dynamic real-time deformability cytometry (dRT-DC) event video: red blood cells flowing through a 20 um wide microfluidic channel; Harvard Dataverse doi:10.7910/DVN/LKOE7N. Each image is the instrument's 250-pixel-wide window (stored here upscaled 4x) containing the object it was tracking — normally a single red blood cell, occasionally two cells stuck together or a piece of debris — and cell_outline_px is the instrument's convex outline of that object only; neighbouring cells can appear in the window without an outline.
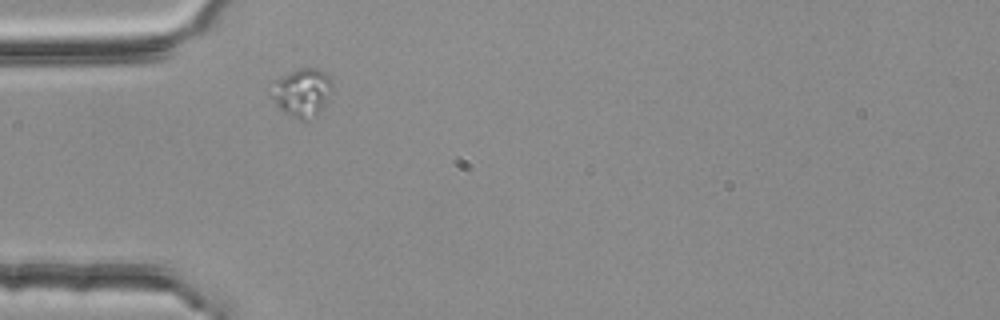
{"species": "common noctule bat (a hibernating species)", "species_latin": "Nyctalus noctula", "temperature_condition": "room temperature", "stored_images_in_passage": 1, "camera_frame_rate_fps": 3000, "um_per_image_px": 0.085, "animal": {"sex": "female", "body_mass_g": 25.1}, "frame": {"image": 1, "passage_image": 1, "time_ms": 0.0, "image_size_px": [1000, 320], "cell_outline_px": [[332, 88], [320, 112], [304, 120], [300, 120], [284, 112], [268, 96], [264, 88], [272, 80], [300, 68], [316, 68], [324, 72], [332, 80]], "centroid_in_image_um": [25.55, 7.83], "position_along_channel_um": 59.4, "area_um2": 17.51}}